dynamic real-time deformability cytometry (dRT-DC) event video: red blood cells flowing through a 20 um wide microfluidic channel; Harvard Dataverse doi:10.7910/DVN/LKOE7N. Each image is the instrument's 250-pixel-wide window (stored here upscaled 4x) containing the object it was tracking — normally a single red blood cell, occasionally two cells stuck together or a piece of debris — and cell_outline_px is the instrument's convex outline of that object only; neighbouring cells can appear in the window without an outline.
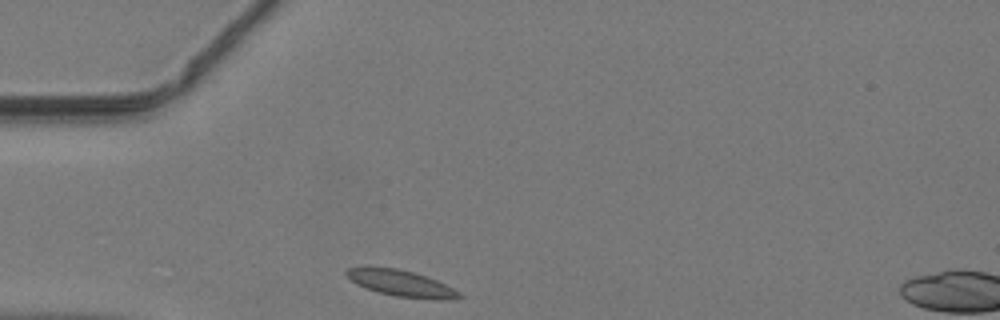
{"species": "common noctule bat (a hibernating species)", "species_latin": "Nyctalus noctula", "temperature_condition": "warm", "stored_images_in_passage": 29, "camera_frame_rate_fps": 3000, "um_per_image_px": 0.085, "animal": {"sex": "male", "body_mass_g": 19.2, "forearm_length_mm": 51.8}, "frame": {"image": 1, "passage_image": 1, "time_ms": 0.0, "image_size_px": [1000, 320], "cell_outline_px": [[464, 296], [444, 300], [432, 300], [396, 296], [380, 292], [356, 284], [344, 272], [348, 268], [396, 268], [412, 272], [436, 280], [460, 292]], "centroid_in_image_um": [34.15, 24.11], "position_along_channel_um": 50.8, "area_um2": 16.7}}
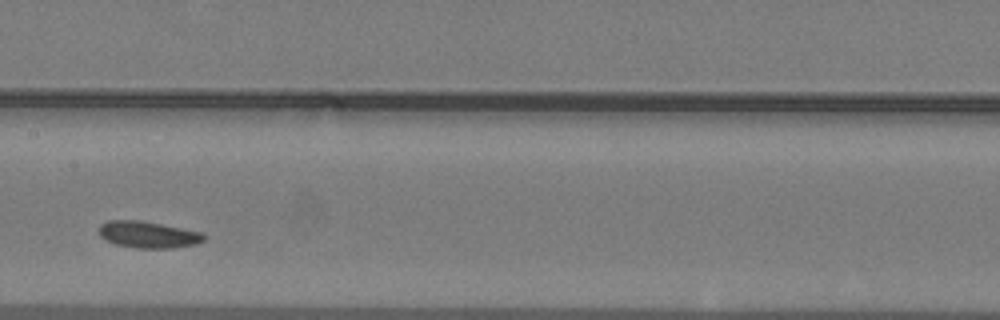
{"frame": {"image": 2, "passage_image": 12, "time_ms": 3.667, "image_size_px": [1000, 320], "cell_outline_px": [[208, 236], [204, 240], [196, 244], [172, 248], [136, 248], [116, 244], [100, 236], [100, 224], [108, 220], [140, 220], [204, 232]], "centroid_in_image_um": [12.65, 19.94], "position_along_channel_um": 194.8, "area_um2": 16.36}}
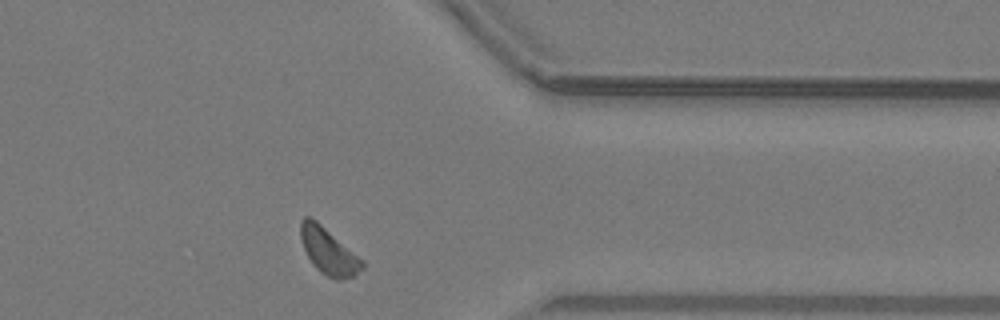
{"frame": {"image": 3, "passage_image": 26, "time_ms": 8.333, "image_size_px": [1000, 320], "cell_outline_px": [[364, 268], [352, 276], [340, 280], [336, 280], [320, 272], [312, 264], [300, 240], [300, 220], [304, 216], [308, 216], [316, 220], [364, 260]], "centroid_in_image_um": [27.91, 21.34], "position_along_channel_um": 383.5, "area_um2": 16.65}}